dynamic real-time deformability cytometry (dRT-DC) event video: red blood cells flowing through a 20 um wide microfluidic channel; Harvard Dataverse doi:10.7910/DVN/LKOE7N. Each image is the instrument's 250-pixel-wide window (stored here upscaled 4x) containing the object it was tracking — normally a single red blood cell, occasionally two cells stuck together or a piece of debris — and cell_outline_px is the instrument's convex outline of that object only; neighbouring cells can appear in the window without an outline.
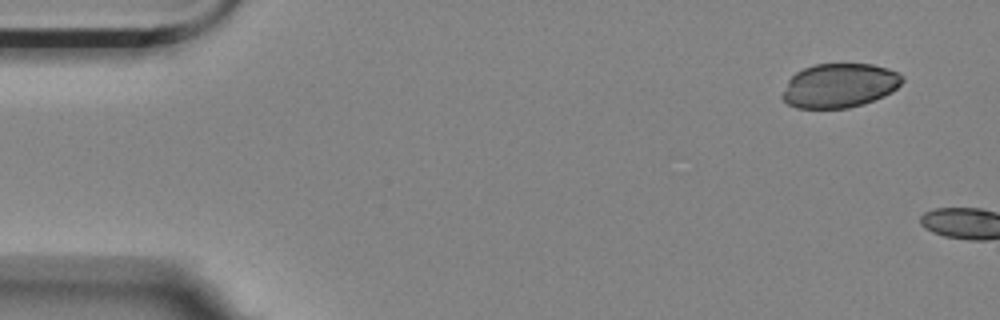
{"species": "Egyptian fruit bat (a non-hibernating species)", "species_latin": "Rousettus aegyptiacus", "temperature_condition": "room temperature", "stored_images_in_passage": 2, "camera_frame_rate_fps": 3000, "um_per_image_px": 0.085, "animal": {"sex": "female"}, "frame": {"image": 1, "passage_image": 1, "time_ms": 0.0, "image_size_px": [1000, 320], "cell_outline_px": [[904, 80], [892, 92], [884, 96], [864, 104], [848, 108], [796, 108], [788, 104], [780, 96], [788, 80], [796, 72], [804, 68], [816, 64], [872, 64], [888, 68], [900, 72], [904, 76]], "centroid_in_image_um": [71.37, 7.27], "position_along_channel_um": 13.6, "area_um2": 31.1}}